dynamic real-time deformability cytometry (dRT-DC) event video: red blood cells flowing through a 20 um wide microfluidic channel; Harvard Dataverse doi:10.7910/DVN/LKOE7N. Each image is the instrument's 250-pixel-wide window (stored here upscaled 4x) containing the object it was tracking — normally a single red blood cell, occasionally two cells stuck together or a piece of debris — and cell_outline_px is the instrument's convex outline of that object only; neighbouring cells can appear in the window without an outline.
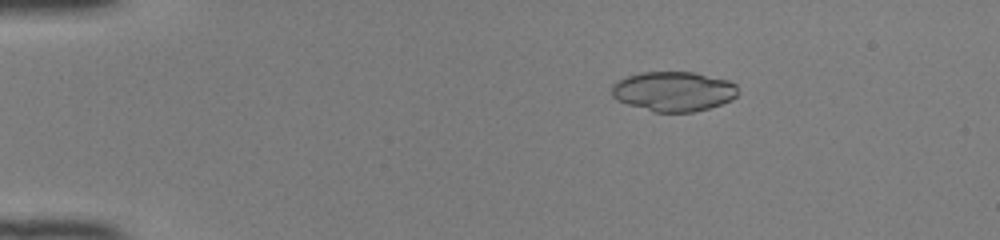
{"species": "common noctule bat (a hibernating species)", "species_latin": "Nyctalus noctula", "temperature_condition": "room temperature", "stored_images_in_passage": 49, "camera_frame_rate_fps": 3000, "um_per_image_px": 0.085, "animal": {"sex": "female", "body_mass_g": 22.0, "forearm_length_mm": 56.7}, "frame": {"image": 1, "passage_image": 9, "time_ms": 2.667, "image_size_px": [1000, 240], "cell_outline_px": [[736, 96], [732, 100], [708, 108], [692, 112], [656, 112], [628, 104], [616, 100], [612, 96], [612, 84], [616, 80], [640, 72], [692, 72], [728, 80], [736, 84]], "centroid_in_image_um": [57.22, 7.76], "position_along_channel_um": 27.8, "area_um2": 29.13}}